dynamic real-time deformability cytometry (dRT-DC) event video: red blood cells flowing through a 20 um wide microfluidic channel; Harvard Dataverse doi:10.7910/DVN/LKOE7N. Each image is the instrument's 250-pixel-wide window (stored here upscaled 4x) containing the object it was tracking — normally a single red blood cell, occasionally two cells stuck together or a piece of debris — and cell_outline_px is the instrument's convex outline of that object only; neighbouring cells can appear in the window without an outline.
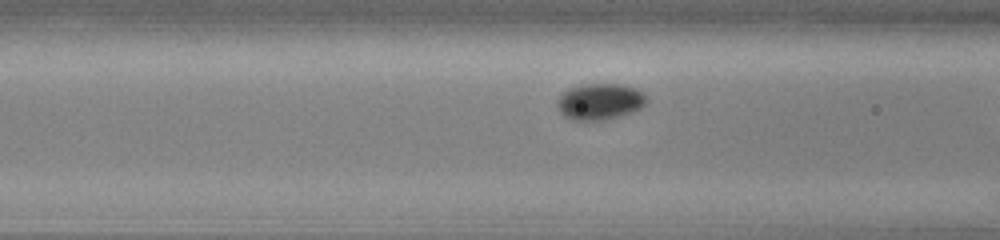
{"species": "common noctule bat (a hibernating species)", "species_latin": "Nyctalus noctula", "temperature_condition": "cold", "stored_images_in_passage": 10, "camera_frame_rate_fps": 3000, "um_per_image_px": 0.085, "animal": {"sex": "male", "body_mass_g": 13.0, "forearm_length_mm": 53.1}, "frame": {"image": 1, "passage_image": 9, "time_ms": 2.667, "image_size_px": [1000, 240], "cell_outline_px": [[648, 100], [640, 108], [632, 112], [604, 120], [572, 120], [564, 116], [560, 112], [556, 104], [556, 100], [564, 92], [572, 88], [584, 84], [624, 84], [636, 88], [644, 92]], "centroid_in_image_um": [51.0, 8.63], "position_along_channel_um": 115.6, "area_um2": 18.9}}